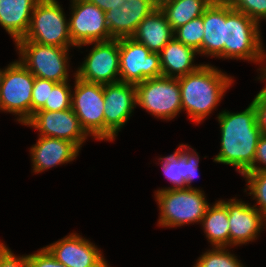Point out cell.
I'll return each mask as SVG.
<instances>
[{"label": "cell", "mask_w": 266, "mask_h": 267, "mask_svg": "<svg viewBox=\"0 0 266 267\" xmlns=\"http://www.w3.org/2000/svg\"><path fill=\"white\" fill-rule=\"evenodd\" d=\"M80 149L72 142L54 137L39 136L30 148L33 173H41L52 167L70 163Z\"/></svg>", "instance_id": "ac0fdd59"}, {"label": "cell", "mask_w": 266, "mask_h": 267, "mask_svg": "<svg viewBox=\"0 0 266 267\" xmlns=\"http://www.w3.org/2000/svg\"><path fill=\"white\" fill-rule=\"evenodd\" d=\"M228 210L229 247L248 244L258 238L262 228L265 229L266 217L255 206L241 199L220 200Z\"/></svg>", "instance_id": "9a60e30c"}, {"label": "cell", "mask_w": 266, "mask_h": 267, "mask_svg": "<svg viewBox=\"0 0 266 267\" xmlns=\"http://www.w3.org/2000/svg\"><path fill=\"white\" fill-rule=\"evenodd\" d=\"M156 8L151 0H119L104 15L111 37H132L140 22Z\"/></svg>", "instance_id": "e0dca14e"}, {"label": "cell", "mask_w": 266, "mask_h": 267, "mask_svg": "<svg viewBox=\"0 0 266 267\" xmlns=\"http://www.w3.org/2000/svg\"><path fill=\"white\" fill-rule=\"evenodd\" d=\"M233 10L242 12L256 21L266 20V0H227Z\"/></svg>", "instance_id": "f546056e"}, {"label": "cell", "mask_w": 266, "mask_h": 267, "mask_svg": "<svg viewBox=\"0 0 266 267\" xmlns=\"http://www.w3.org/2000/svg\"><path fill=\"white\" fill-rule=\"evenodd\" d=\"M4 246V244L2 242H0V249Z\"/></svg>", "instance_id": "f35d334b"}, {"label": "cell", "mask_w": 266, "mask_h": 267, "mask_svg": "<svg viewBox=\"0 0 266 267\" xmlns=\"http://www.w3.org/2000/svg\"><path fill=\"white\" fill-rule=\"evenodd\" d=\"M182 110L194 123H201L218 106L233 77L213 65L202 64L197 70L178 78Z\"/></svg>", "instance_id": "7a4b0ae2"}, {"label": "cell", "mask_w": 266, "mask_h": 267, "mask_svg": "<svg viewBox=\"0 0 266 267\" xmlns=\"http://www.w3.org/2000/svg\"><path fill=\"white\" fill-rule=\"evenodd\" d=\"M202 55L224 58L225 0H213L203 13Z\"/></svg>", "instance_id": "ffe728a7"}, {"label": "cell", "mask_w": 266, "mask_h": 267, "mask_svg": "<svg viewBox=\"0 0 266 267\" xmlns=\"http://www.w3.org/2000/svg\"><path fill=\"white\" fill-rule=\"evenodd\" d=\"M56 84L57 82L55 81L35 77L32 89L31 117L48 100L49 87H54Z\"/></svg>", "instance_id": "4dcf8cb0"}, {"label": "cell", "mask_w": 266, "mask_h": 267, "mask_svg": "<svg viewBox=\"0 0 266 267\" xmlns=\"http://www.w3.org/2000/svg\"><path fill=\"white\" fill-rule=\"evenodd\" d=\"M204 36L203 15L187 22L174 31V37L186 46L195 49L202 55V39Z\"/></svg>", "instance_id": "484cf974"}, {"label": "cell", "mask_w": 266, "mask_h": 267, "mask_svg": "<svg viewBox=\"0 0 266 267\" xmlns=\"http://www.w3.org/2000/svg\"><path fill=\"white\" fill-rule=\"evenodd\" d=\"M0 267H29L27 254L16 256L4 243L0 249Z\"/></svg>", "instance_id": "836d02e7"}, {"label": "cell", "mask_w": 266, "mask_h": 267, "mask_svg": "<svg viewBox=\"0 0 266 267\" xmlns=\"http://www.w3.org/2000/svg\"><path fill=\"white\" fill-rule=\"evenodd\" d=\"M213 0H170L160 9L164 12L173 31L203 15Z\"/></svg>", "instance_id": "d4e9b609"}, {"label": "cell", "mask_w": 266, "mask_h": 267, "mask_svg": "<svg viewBox=\"0 0 266 267\" xmlns=\"http://www.w3.org/2000/svg\"><path fill=\"white\" fill-rule=\"evenodd\" d=\"M46 248L67 267H110L102 251L78 233H70Z\"/></svg>", "instance_id": "2e32d148"}, {"label": "cell", "mask_w": 266, "mask_h": 267, "mask_svg": "<svg viewBox=\"0 0 266 267\" xmlns=\"http://www.w3.org/2000/svg\"><path fill=\"white\" fill-rule=\"evenodd\" d=\"M71 17L68 19L72 43L78 47L91 42L112 40L105 12L86 0H71Z\"/></svg>", "instance_id": "7c38bea8"}, {"label": "cell", "mask_w": 266, "mask_h": 267, "mask_svg": "<svg viewBox=\"0 0 266 267\" xmlns=\"http://www.w3.org/2000/svg\"><path fill=\"white\" fill-rule=\"evenodd\" d=\"M201 224L212 247L229 248L228 210L220 200L209 205Z\"/></svg>", "instance_id": "cb8c5ba5"}, {"label": "cell", "mask_w": 266, "mask_h": 267, "mask_svg": "<svg viewBox=\"0 0 266 267\" xmlns=\"http://www.w3.org/2000/svg\"><path fill=\"white\" fill-rule=\"evenodd\" d=\"M170 0H151V2L157 7L160 8L163 4L166 2H169Z\"/></svg>", "instance_id": "8d00e7d4"}, {"label": "cell", "mask_w": 266, "mask_h": 267, "mask_svg": "<svg viewBox=\"0 0 266 267\" xmlns=\"http://www.w3.org/2000/svg\"><path fill=\"white\" fill-rule=\"evenodd\" d=\"M36 252L27 255L29 267H67L57 261L46 247H43Z\"/></svg>", "instance_id": "d6a6232c"}, {"label": "cell", "mask_w": 266, "mask_h": 267, "mask_svg": "<svg viewBox=\"0 0 266 267\" xmlns=\"http://www.w3.org/2000/svg\"><path fill=\"white\" fill-rule=\"evenodd\" d=\"M162 76L179 78L197 70L202 64H194L198 52L173 37L159 52Z\"/></svg>", "instance_id": "44dd1931"}, {"label": "cell", "mask_w": 266, "mask_h": 267, "mask_svg": "<svg viewBox=\"0 0 266 267\" xmlns=\"http://www.w3.org/2000/svg\"><path fill=\"white\" fill-rule=\"evenodd\" d=\"M74 75L71 108L85 132L104 140V85L87 82Z\"/></svg>", "instance_id": "9c48e42d"}, {"label": "cell", "mask_w": 266, "mask_h": 267, "mask_svg": "<svg viewBox=\"0 0 266 267\" xmlns=\"http://www.w3.org/2000/svg\"><path fill=\"white\" fill-rule=\"evenodd\" d=\"M34 79L19 60L5 67L0 87V111L18 115L16 120L22 125L31 118Z\"/></svg>", "instance_id": "52a82bcc"}, {"label": "cell", "mask_w": 266, "mask_h": 267, "mask_svg": "<svg viewBox=\"0 0 266 267\" xmlns=\"http://www.w3.org/2000/svg\"><path fill=\"white\" fill-rule=\"evenodd\" d=\"M136 108L135 84L116 82L104 85V140L113 141Z\"/></svg>", "instance_id": "4fadbf2b"}, {"label": "cell", "mask_w": 266, "mask_h": 267, "mask_svg": "<svg viewBox=\"0 0 266 267\" xmlns=\"http://www.w3.org/2000/svg\"><path fill=\"white\" fill-rule=\"evenodd\" d=\"M174 37V31L160 8L154 9L138 25L132 38L151 52L159 53Z\"/></svg>", "instance_id": "7402d4cb"}, {"label": "cell", "mask_w": 266, "mask_h": 267, "mask_svg": "<svg viewBox=\"0 0 266 267\" xmlns=\"http://www.w3.org/2000/svg\"><path fill=\"white\" fill-rule=\"evenodd\" d=\"M57 0H39L32 12L29 29L23 39L42 45L76 47L69 34L68 20Z\"/></svg>", "instance_id": "5b68a950"}, {"label": "cell", "mask_w": 266, "mask_h": 267, "mask_svg": "<svg viewBox=\"0 0 266 267\" xmlns=\"http://www.w3.org/2000/svg\"><path fill=\"white\" fill-rule=\"evenodd\" d=\"M217 119L221 148L213 161L234 166L243 175L253 166L257 143L262 134L257 125L255 107L251 102L242 112L223 110Z\"/></svg>", "instance_id": "6da1fadb"}, {"label": "cell", "mask_w": 266, "mask_h": 267, "mask_svg": "<svg viewBox=\"0 0 266 267\" xmlns=\"http://www.w3.org/2000/svg\"><path fill=\"white\" fill-rule=\"evenodd\" d=\"M193 267H244L227 247H213L203 253Z\"/></svg>", "instance_id": "4316f807"}, {"label": "cell", "mask_w": 266, "mask_h": 267, "mask_svg": "<svg viewBox=\"0 0 266 267\" xmlns=\"http://www.w3.org/2000/svg\"><path fill=\"white\" fill-rule=\"evenodd\" d=\"M257 79L266 80V73L261 74ZM252 103L256 110L257 125L261 133L266 134V86L256 94Z\"/></svg>", "instance_id": "1f68e13d"}, {"label": "cell", "mask_w": 266, "mask_h": 267, "mask_svg": "<svg viewBox=\"0 0 266 267\" xmlns=\"http://www.w3.org/2000/svg\"><path fill=\"white\" fill-rule=\"evenodd\" d=\"M89 3H92L102 9L104 12H107L111 9L119 0H86Z\"/></svg>", "instance_id": "d590c367"}, {"label": "cell", "mask_w": 266, "mask_h": 267, "mask_svg": "<svg viewBox=\"0 0 266 267\" xmlns=\"http://www.w3.org/2000/svg\"><path fill=\"white\" fill-rule=\"evenodd\" d=\"M39 0H0V25L16 43L29 29L32 12Z\"/></svg>", "instance_id": "603a6c76"}, {"label": "cell", "mask_w": 266, "mask_h": 267, "mask_svg": "<svg viewBox=\"0 0 266 267\" xmlns=\"http://www.w3.org/2000/svg\"><path fill=\"white\" fill-rule=\"evenodd\" d=\"M259 26L246 14L233 10L225 0L224 59L265 62L266 53Z\"/></svg>", "instance_id": "3957f363"}, {"label": "cell", "mask_w": 266, "mask_h": 267, "mask_svg": "<svg viewBox=\"0 0 266 267\" xmlns=\"http://www.w3.org/2000/svg\"><path fill=\"white\" fill-rule=\"evenodd\" d=\"M65 81L49 87V96L44 106L38 111H61L71 108L72 92L71 86Z\"/></svg>", "instance_id": "f1b7e54d"}, {"label": "cell", "mask_w": 266, "mask_h": 267, "mask_svg": "<svg viewBox=\"0 0 266 267\" xmlns=\"http://www.w3.org/2000/svg\"><path fill=\"white\" fill-rule=\"evenodd\" d=\"M136 105L151 115L171 120L182 111L178 78L160 76L137 83Z\"/></svg>", "instance_id": "ba28073f"}, {"label": "cell", "mask_w": 266, "mask_h": 267, "mask_svg": "<svg viewBox=\"0 0 266 267\" xmlns=\"http://www.w3.org/2000/svg\"><path fill=\"white\" fill-rule=\"evenodd\" d=\"M24 125L38 130V136L68 140L79 149L89 136L72 108L61 111H36Z\"/></svg>", "instance_id": "5bb4252c"}, {"label": "cell", "mask_w": 266, "mask_h": 267, "mask_svg": "<svg viewBox=\"0 0 266 267\" xmlns=\"http://www.w3.org/2000/svg\"><path fill=\"white\" fill-rule=\"evenodd\" d=\"M154 193L160 210L159 227L176 228L196 222L201 224L210 205L204 191L199 188H170Z\"/></svg>", "instance_id": "277c9868"}, {"label": "cell", "mask_w": 266, "mask_h": 267, "mask_svg": "<svg viewBox=\"0 0 266 267\" xmlns=\"http://www.w3.org/2000/svg\"><path fill=\"white\" fill-rule=\"evenodd\" d=\"M93 45L88 56L78 67L75 75L87 82L110 84L120 81L119 39L91 42L78 46ZM119 76V77H118Z\"/></svg>", "instance_id": "30bf717a"}, {"label": "cell", "mask_w": 266, "mask_h": 267, "mask_svg": "<svg viewBox=\"0 0 266 267\" xmlns=\"http://www.w3.org/2000/svg\"><path fill=\"white\" fill-rule=\"evenodd\" d=\"M120 82L137 84L162 76L160 54L132 37L119 39Z\"/></svg>", "instance_id": "8fae6325"}, {"label": "cell", "mask_w": 266, "mask_h": 267, "mask_svg": "<svg viewBox=\"0 0 266 267\" xmlns=\"http://www.w3.org/2000/svg\"><path fill=\"white\" fill-rule=\"evenodd\" d=\"M246 182L247 188L244 189L245 192L248 189L250 196H252L255 201L253 206L266 217V171H254L246 172L242 175Z\"/></svg>", "instance_id": "83f0119b"}, {"label": "cell", "mask_w": 266, "mask_h": 267, "mask_svg": "<svg viewBox=\"0 0 266 267\" xmlns=\"http://www.w3.org/2000/svg\"><path fill=\"white\" fill-rule=\"evenodd\" d=\"M199 155L196 150L192 149L189 145L180 144L176 151L166 157H160L158 160L162 162L163 173L166 178L174 186L162 188L164 189H178V188H190L193 180L199 176Z\"/></svg>", "instance_id": "d6986e66"}, {"label": "cell", "mask_w": 266, "mask_h": 267, "mask_svg": "<svg viewBox=\"0 0 266 267\" xmlns=\"http://www.w3.org/2000/svg\"><path fill=\"white\" fill-rule=\"evenodd\" d=\"M19 61L37 78L62 83L69 80V48L17 41Z\"/></svg>", "instance_id": "8992f818"}, {"label": "cell", "mask_w": 266, "mask_h": 267, "mask_svg": "<svg viewBox=\"0 0 266 267\" xmlns=\"http://www.w3.org/2000/svg\"><path fill=\"white\" fill-rule=\"evenodd\" d=\"M4 71H5V68H3L2 70L0 69V87H1V82H2Z\"/></svg>", "instance_id": "74e56055"}, {"label": "cell", "mask_w": 266, "mask_h": 267, "mask_svg": "<svg viewBox=\"0 0 266 267\" xmlns=\"http://www.w3.org/2000/svg\"><path fill=\"white\" fill-rule=\"evenodd\" d=\"M254 171H266V134L259 137L253 166L247 172Z\"/></svg>", "instance_id": "e575fe53"}]
</instances>
